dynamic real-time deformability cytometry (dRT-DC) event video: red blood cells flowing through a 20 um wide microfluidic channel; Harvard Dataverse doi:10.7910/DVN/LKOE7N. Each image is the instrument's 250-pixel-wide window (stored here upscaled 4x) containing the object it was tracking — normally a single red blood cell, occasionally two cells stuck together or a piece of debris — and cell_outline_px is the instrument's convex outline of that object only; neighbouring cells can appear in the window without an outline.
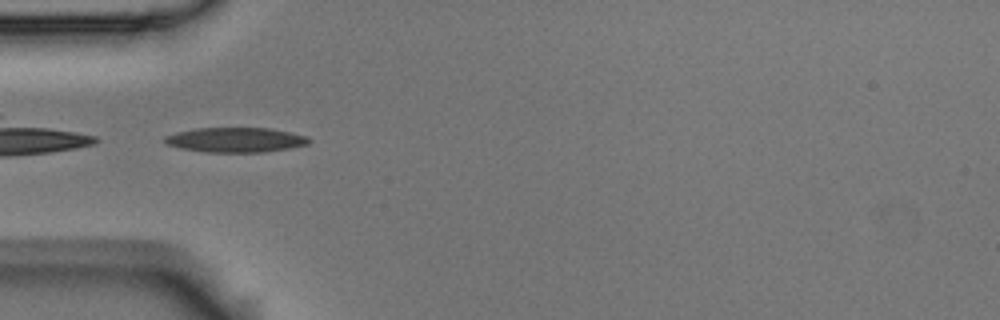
{"species": "Egyptian fruit bat (a non-hibernating species)", "species_latin": "Rousettus aegyptiacus", "temperature_condition": "room temperature", "stored_images_in_passage": 4, "camera_frame_rate_fps": 3000, "um_per_image_px": 0.085, "animal": {"sex": "male"}, "frame": {"image": 1, "passage_image": 4, "time_ms": 1.0, "image_size_px": [1000, 320], "cell_outline_px": [[312, 140], [308, 144], [288, 148], [264, 152], [204, 152], [180, 148], [168, 144], [164, 140], [164, 136], [176, 132], [196, 128], [268, 128], [308, 136]], "centroid_in_image_um": [20.02, 11.89], "position_along_channel_um": 65.0, "area_um2": 20.75}}